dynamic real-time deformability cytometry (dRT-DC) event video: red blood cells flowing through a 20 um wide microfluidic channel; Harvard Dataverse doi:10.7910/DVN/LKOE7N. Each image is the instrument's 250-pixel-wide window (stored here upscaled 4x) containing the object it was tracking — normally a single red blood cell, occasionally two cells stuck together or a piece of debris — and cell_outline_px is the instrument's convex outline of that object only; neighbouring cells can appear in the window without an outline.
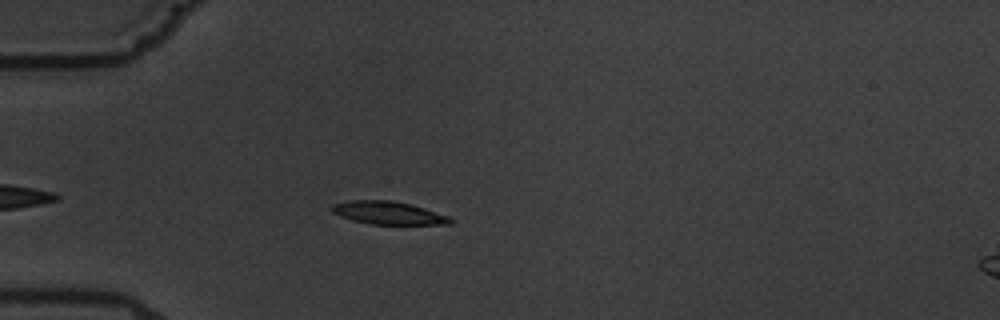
{"species": "common noctule bat (a hibernating species)", "species_latin": "Nyctalus noctula", "temperature_condition": "warm", "stored_images_in_passage": 5, "camera_frame_rate_fps": 3000, "um_per_image_px": 0.085, "animal": {"sex": "male", "body_mass_g": 19.5, "forearm_length_mm": 54.6}, "frame": {"image": 1, "passage_image": 4, "time_ms": 4.333, "image_size_px": [1000, 320], "cell_outline_px": [[452, 224], [372, 224], [352, 220], [340, 216], [332, 212], [328, 208], [332, 204], [348, 200], [392, 200], [412, 204], [448, 216], [452, 220]], "centroid_in_image_um": [32.94, 18.08], "position_along_channel_um": 52.1, "area_um2": 15.9}}